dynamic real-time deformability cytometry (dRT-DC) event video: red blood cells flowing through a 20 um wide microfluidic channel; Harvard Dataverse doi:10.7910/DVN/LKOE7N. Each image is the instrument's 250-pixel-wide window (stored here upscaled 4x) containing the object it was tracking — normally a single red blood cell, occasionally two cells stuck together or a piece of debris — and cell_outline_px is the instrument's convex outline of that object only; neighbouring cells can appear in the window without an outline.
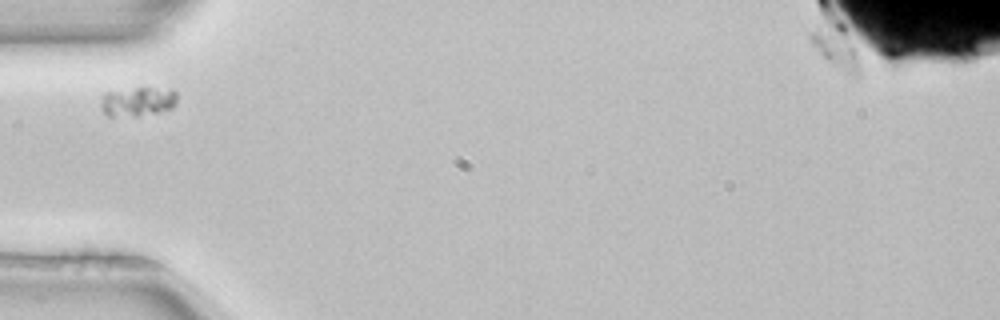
{"species": "common noctule bat (a hibernating species)", "species_latin": "Nyctalus noctula", "temperature_condition": "room temperature", "stored_images_in_passage": 2, "camera_frame_rate_fps": 3000, "um_per_image_px": 0.085, "animal": {"sex": "female", "body_mass_g": 22.7, "forearm_length_mm": 54.2}, "frame": {"image": 1, "passage_image": 1, "time_ms": 0.0, "image_size_px": [1000, 320], "cell_outline_px": [[176, 104], [172, 108], [156, 112], [136, 116], [108, 116], [100, 108], [100, 104], [104, 92], [136, 88], [148, 88], [176, 92]], "centroid_in_image_um": [11.63, 8.65], "position_along_channel_um": 73.4, "area_um2": 12.72}}